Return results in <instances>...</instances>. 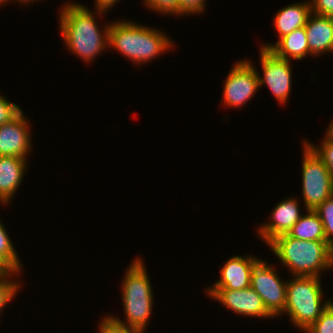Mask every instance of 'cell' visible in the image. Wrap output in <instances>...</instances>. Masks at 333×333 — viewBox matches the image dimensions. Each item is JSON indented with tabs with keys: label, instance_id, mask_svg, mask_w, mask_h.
I'll list each match as a JSON object with an SVG mask.
<instances>
[{
	"label": "cell",
	"instance_id": "obj_21",
	"mask_svg": "<svg viewBox=\"0 0 333 333\" xmlns=\"http://www.w3.org/2000/svg\"><path fill=\"white\" fill-rule=\"evenodd\" d=\"M315 211L322 221L326 242L333 248V195Z\"/></svg>",
	"mask_w": 333,
	"mask_h": 333
},
{
	"label": "cell",
	"instance_id": "obj_25",
	"mask_svg": "<svg viewBox=\"0 0 333 333\" xmlns=\"http://www.w3.org/2000/svg\"><path fill=\"white\" fill-rule=\"evenodd\" d=\"M147 7L161 14H173L178 16V0H144Z\"/></svg>",
	"mask_w": 333,
	"mask_h": 333
},
{
	"label": "cell",
	"instance_id": "obj_10",
	"mask_svg": "<svg viewBox=\"0 0 333 333\" xmlns=\"http://www.w3.org/2000/svg\"><path fill=\"white\" fill-rule=\"evenodd\" d=\"M207 294L236 314L250 317H273L266 309L262 298L251 288L241 290H206Z\"/></svg>",
	"mask_w": 333,
	"mask_h": 333
},
{
	"label": "cell",
	"instance_id": "obj_24",
	"mask_svg": "<svg viewBox=\"0 0 333 333\" xmlns=\"http://www.w3.org/2000/svg\"><path fill=\"white\" fill-rule=\"evenodd\" d=\"M21 112L22 109L17 104L8 101L4 96L0 95V126L11 122Z\"/></svg>",
	"mask_w": 333,
	"mask_h": 333
},
{
	"label": "cell",
	"instance_id": "obj_3",
	"mask_svg": "<svg viewBox=\"0 0 333 333\" xmlns=\"http://www.w3.org/2000/svg\"><path fill=\"white\" fill-rule=\"evenodd\" d=\"M173 43L166 34L132 21L110 23L109 47L137 64L153 60L172 48Z\"/></svg>",
	"mask_w": 333,
	"mask_h": 333
},
{
	"label": "cell",
	"instance_id": "obj_17",
	"mask_svg": "<svg viewBox=\"0 0 333 333\" xmlns=\"http://www.w3.org/2000/svg\"><path fill=\"white\" fill-rule=\"evenodd\" d=\"M310 14V1L294 3L280 9L274 17V26L279 35V39L296 29L305 27Z\"/></svg>",
	"mask_w": 333,
	"mask_h": 333
},
{
	"label": "cell",
	"instance_id": "obj_2",
	"mask_svg": "<svg viewBox=\"0 0 333 333\" xmlns=\"http://www.w3.org/2000/svg\"><path fill=\"white\" fill-rule=\"evenodd\" d=\"M268 245L293 276L320 277L321 271L333 267V248L326 241L300 240L283 234Z\"/></svg>",
	"mask_w": 333,
	"mask_h": 333
},
{
	"label": "cell",
	"instance_id": "obj_15",
	"mask_svg": "<svg viewBox=\"0 0 333 333\" xmlns=\"http://www.w3.org/2000/svg\"><path fill=\"white\" fill-rule=\"evenodd\" d=\"M27 160L16 156H0V203L9 204L26 172Z\"/></svg>",
	"mask_w": 333,
	"mask_h": 333
},
{
	"label": "cell",
	"instance_id": "obj_14",
	"mask_svg": "<svg viewBox=\"0 0 333 333\" xmlns=\"http://www.w3.org/2000/svg\"><path fill=\"white\" fill-rule=\"evenodd\" d=\"M311 56L333 51V18L312 13L305 25Z\"/></svg>",
	"mask_w": 333,
	"mask_h": 333
},
{
	"label": "cell",
	"instance_id": "obj_11",
	"mask_svg": "<svg viewBox=\"0 0 333 333\" xmlns=\"http://www.w3.org/2000/svg\"><path fill=\"white\" fill-rule=\"evenodd\" d=\"M22 111L11 122L0 126V156L27 159L31 150L30 126Z\"/></svg>",
	"mask_w": 333,
	"mask_h": 333
},
{
	"label": "cell",
	"instance_id": "obj_22",
	"mask_svg": "<svg viewBox=\"0 0 333 333\" xmlns=\"http://www.w3.org/2000/svg\"><path fill=\"white\" fill-rule=\"evenodd\" d=\"M304 142L316 153V155L323 161L326 168L330 171L333 177V141L329 140L326 136L322 140L321 145L316 147L310 142Z\"/></svg>",
	"mask_w": 333,
	"mask_h": 333
},
{
	"label": "cell",
	"instance_id": "obj_28",
	"mask_svg": "<svg viewBox=\"0 0 333 333\" xmlns=\"http://www.w3.org/2000/svg\"><path fill=\"white\" fill-rule=\"evenodd\" d=\"M311 12L333 18V0H309Z\"/></svg>",
	"mask_w": 333,
	"mask_h": 333
},
{
	"label": "cell",
	"instance_id": "obj_30",
	"mask_svg": "<svg viewBox=\"0 0 333 333\" xmlns=\"http://www.w3.org/2000/svg\"><path fill=\"white\" fill-rule=\"evenodd\" d=\"M326 137L329 139V140H332L333 141V120L332 122L330 123L328 129H327V132H326Z\"/></svg>",
	"mask_w": 333,
	"mask_h": 333
},
{
	"label": "cell",
	"instance_id": "obj_19",
	"mask_svg": "<svg viewBox=\"0 0 333 333\" xmlns=\"http://www.w3.org/2000/svg\"><path fill=\"white\" fill-rule=\"evenodd\" d=\"M8 235V232L0 221V262L8 270L22 271L21 261Z\"/></svg>",
	"mask_w": 333,
	"mask_h": 333
},
{
	"label": "cell",
	"instance_id": "obj_4",
	"mask_svg": "<svg viewBox=\"0 0 333 333\" xmlns=\"http://www.w3.org/2000/svg\"><path fill=\"white\" fill-rule=\"evenodd\" d=\"M121 286L127 324L115 316L109 317L117 324L144 332L154 301L151 282L141 258H136L127 268Z\"/></svg>",
	"mask_w": 333,
	"mask_h": 333
},
{
	"label": "cell",
	"instance_id": "obj_9",
	"mask_svg": "<svg viewBox=\"0 0 333 333\" xmlns=\"http://www.w3.org/2000/svg\"><path fill=\"white\" fill-rule=\"evenodd\" d=\"M260 61L263 76L257 71L259 86L267 85L279 103H285L291 93L290 60L278 58L270 50L260 48Z\"/></svg>",
	"mask_w": 333,
	"mask_h": 333
},
{
	"label": "cell",
	"instance_id": "obj_16",
	"mask_svg": "<svg viewBox=\"0 0 333 333\" xmlns=\"http://www.w3.org/2000/svg\"><path fill=\"white\" fill-rule=\"evenodd\" d=\"M261 48L270 50L278 58L286 60H290V57L295 60H300L308 54L311 55L305 27L296 29L290 34L278 39L274 45L267 43L266 45H262Z\"/></svg>",
	"mask_w": 333,
	"mask_h": 333
},
{
	"label": "cell",
	"instance_id": "obj_6",
	"mask_svg": "<svg viewBox=\"0 0 333 333\" xmlns=\"http://www.w3.org/2000/svg\"><path fill=\"white\" fill-rule=\"evenodd\" d=\"M302 195L307 209L315 210L333 195V177L323 161L304 142Z\"/></svg>",
	"mask_w": 333,
	"mask_h": 333
},
{
	"label": "cell",
	"instance_id": "obj_33",
	"mask_svg": "<svg viewBox=\"0 0 333 333\" xmlns=\"http://www.w3.org/2000/svg\"><path fill=\"white\" fill-rule=\"evenodd\" d=\"M5 2H9L8 0H0V5H3Z\"/></svg>",
	"mask_w": 333,
	"mask_h": 333
},
{
	"label": "cell",
	"instance_id": "obj_5",
	"mask_svg": "<svg viewBox=\"0 0 333 333\" xmlns=\"http://www.w3.org/2000/svg\"><path fill=\"white\" fill-rule=\"evenodd\" d=\"M295 277V278H294ZM321 279L315 276H293L287 280L286 306L291 323L306 331L332 302L322 303L323 291Z\"/></svg>",
	"mask_w": 333,
	"mask_h": 333
},
{
	"label": "cell",
	"instance_id": "obj_12",
	"mask_svg": "<svg viewBox=\"0 0 333 333\" xmlns=\"http://www.w3.org/2000/svg\"><path fill=\"white\" fill-rule=\"evenodd\" d=\"M259 258L233 256L220 269V279L208 290H241L250 287L251 272Z\"/></svg>",
	"mask_w": 333,
	"mask_h": 333
},
{
	"label": "cell",
	"instance_id": "obj_7",
	"mask_svg": "<svg viewBox=\"0 0 333 333\" xmlns=\"http://www.w3.org/2000/svg\"><path fill=\"white\" fill-rule=\"evenodd\" d=\"M275 268L261 259L251 272L250 287L262 298L267 311L276 317L284 315L287 282L281 280Z\"/></svg>",
	"mask_w": 333,
	"mask_h": 333
},
{
	"label": "cell",
	"instance_id": "obj_31",
	"mask_svg": "<svg viewBox=\"0 0 333 333\" xmlns=\"http://www.w3.org/2000/svg\"><path fill=\"white\" fill-rule=\"evenodd\" d=\"M8 269L0 262V276L6 273Z\"/></svg>",
	"mask_w": 333,
	"mask_h": 333
},
{
	"label": "cell",
	"instance_id": "obj_1",
	"mask_svg": "<svg viewBox=\"0 0 333 333\" xmlns=\"http://www.w3.org/2000/svg\"><path fill=\"white\" fill-rule=\"evenodd\" d=\"M85 6L67 3L60 11V32L68 50L90 62L109 45V25L99 30L96 18ZM107 45V46H106Z\"/></svg>",
	"mask_w": 333,
	"mask_h": 333
},
{
	"label": "cell",
	"instance_id": "obj_27",
	"mask_svg": "<svg viewBox=\"0 0 333 333\" xmlns=\"http://www.w3.org/2000/svg\"><path fill=\"white\" fill-rule=\"evenodd\" d=\"M205 0H178V16L201 13L205 8Z\"/></svg>",
	"mask_w": 333,
	"mask_h": 333
},
{
	"label": "cell",
	"instance_id": "obj_8",
	"mask_svg": "<svg viewBox=\"0 0 333 333\" xmlns=\"http://www.w3.org/2000/svg\"><path fill=\"white\" fill-rule=\"evenodd\" d=\"M229 72L223 85V102L225 106L238 108L246 104L260 87L258 73L248 60L237 62Z\"/></svg>",
	"mask_w": 333,
	"mask_h": 333
},
{
	"label": "cell",
	"instance_id": "obj_18",
	"mask_svg": "<svg viewBox=\"0 0 333 333\" xmlns=\"http://www.w3.org/2000/svg\"><path fill=\"white\" fill-rule=\"evenodd\" d=\"M307 213L292 226L287 233L289 236L307 241H326L323 224L315 210H306Z\"/></svg>",
	"mask_w": 333,
	"mask_h": 333
},
{
	"label": "cell",
	"instance_id": "obj_20",
	"mask_svg": "<svg viewBox=\"0 0 333 333\" xmlns=\"http://www.w3.org/2000/svg\"><path fill=\"white\" fill-rule=\"evenodd\" d=\"M17 273H20V271L8 270L0 276V313L5 308V305L11 302L20 288L21 284L17 283V280H12L13 276H11Z\"/></svg>",
	"mask_w": 333,
	"mask_h": 333
},
{
	"label": "cell",
	"instance_id": "obj_13",
	"mask_svg": "<svg viewBox=\"0 0 333 333\" xmlns=\"http://www.w3.org/2000/svg\"><path fill=\"white\" fill-rule=\"evenodd\" d=\"M299 202L296 198H289L277 203L271 214V221L260 226L259 236L266 244L276 237L287 234L292 226L300 219Z\"/></svg>",
	"mask_w": 333,
	"mask_h": 333
},
{
	"label": "cell",
	"instance_id": "obj_29",
	"mask_svg": "<svg viewBox=\"0 0 333 333\" xmlns=\"http://www.w3.org/2000/svg\"><path fill=\"white\" fill-rule=\"evenodd\" d=\"M120 1V0H119ZM118 0H96L95 2V10L97 12V14H104L106 12V10L112 8L114 6L115 3H117Z\"/></svg>",
	"mask_w": 333,
	"mask_h": 333
},
{
	"label": "cell",
	"instance_id": "obj_23",
	"mask_svg": "<svg viewBox=\"0 0 333 333\" xmlns=\"http://www.w3.org/2000/svg\"><path fill=\"white\" fill-rule=\"evenodd\" d=\"M307 333H333V301L321 316L305 331Z\"/></svg>",
	"mask_w": 333,
	"mask_h": 333
},
{
	"label": "cell",
	"instance_id": "obj_26",
	"mask_svg": "<svg viewBox=\"0 0 333 333\" xmlns=\"http://www.w3.org/2000/svg\"><path fill=\"white\" fill-rule=\"evenodd\" d=\"M99 329V333H143L137 329L117 324L109 315L101 320Z\"/></svg>",
	"mask_w": 333,
	"mask_h": 333
},
{
	"label": "cell",
	"instance_id": "obj_32",
	"mask_svg": "<svg viewBox=\"0 0 333 333\" xmlns=\"http://www.w3.org/2000/svg\"><path fill=\"white\" fill-rule=\"evenodd\" d=\"M8 1H12V0H8ZM17 2H19V3H22V4H31V3H29V2H33L34 0H16Z\"/></svg>",
	"mask_w": 333,
	"mask_h": 333
}]
</instances>
